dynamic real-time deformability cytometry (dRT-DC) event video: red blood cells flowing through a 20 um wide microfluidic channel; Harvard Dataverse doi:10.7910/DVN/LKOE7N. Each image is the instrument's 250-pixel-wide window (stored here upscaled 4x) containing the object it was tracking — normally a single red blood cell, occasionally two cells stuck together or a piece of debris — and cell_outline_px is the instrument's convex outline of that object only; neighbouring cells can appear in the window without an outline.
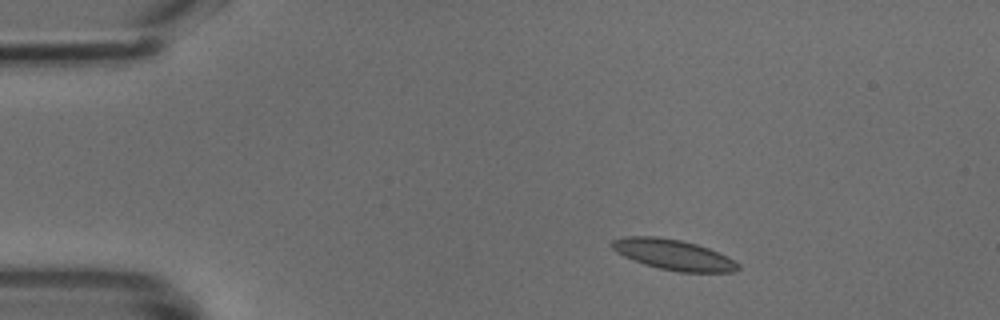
{"species": "common noctule bat (a hibernating species)", "species_latin": "Nyctalus noctula", "temperature_condition": "cold", "stored_images_in_passage": 3, "camera_frame_rate_fps": 3000, "um_per_image_px": 0.085, "animal": {"sex": "male", "body_mass_g": 18.8}, "frame": {"image": 1, "passage_image": 2, "time_ms": 0.333, "image_size_px": [1000, 320], "cell_outline_px": [[720, 256], [712, 268], [668, 268], [652, 264], [640, 260], [632, 256], [636, 240], [672, 240], [688, 244], [712, 252]], "centroid_in_image_um": [57.26, 21.63], "position_along_channel_um": 27.7, "area_um2": 13.47}}